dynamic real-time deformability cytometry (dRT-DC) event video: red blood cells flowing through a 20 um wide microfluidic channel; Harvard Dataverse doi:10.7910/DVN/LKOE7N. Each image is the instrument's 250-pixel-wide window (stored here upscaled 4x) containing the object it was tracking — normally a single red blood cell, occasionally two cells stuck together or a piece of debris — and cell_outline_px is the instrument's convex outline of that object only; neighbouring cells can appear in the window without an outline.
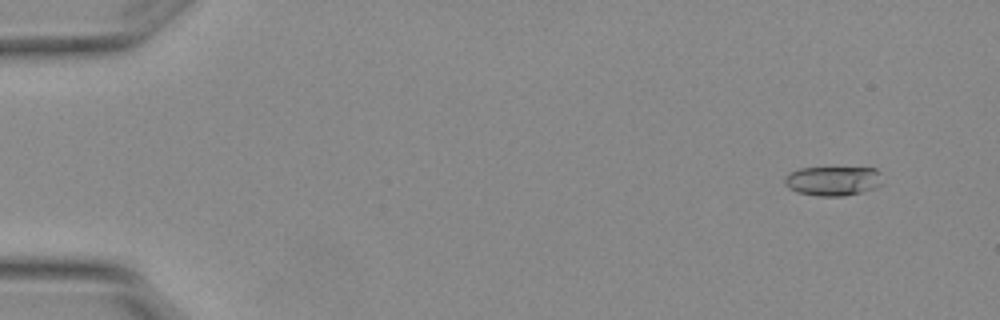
{"species": "Egyptian fruit bat (a non-hibernating species)", "species_latin": "Rousettus aegyptiacus", "temperature_condition": "warm", "stored_images_in_passage": 8, "camera_frame_rate_fps": 3000, "um_per_image_px": 0.085, "animal": {"sex": "female"}, "frame": {"image": 1, "passage_image": 2, "time_ms": 0.333, "image_size_px": [1000, 320], "cell_outline_px": [[880, 184], [876, 188], [844, 196], [816, 196], [796, 192], [788, 188], [784, 184], [784, 176], [788, 172], [800, 168], [876, 168], [880, 172]], "centroid_in_image_um": [70.74, 15.38], "position_along_channel_um": 14.3, "area_um2": 16.88}}
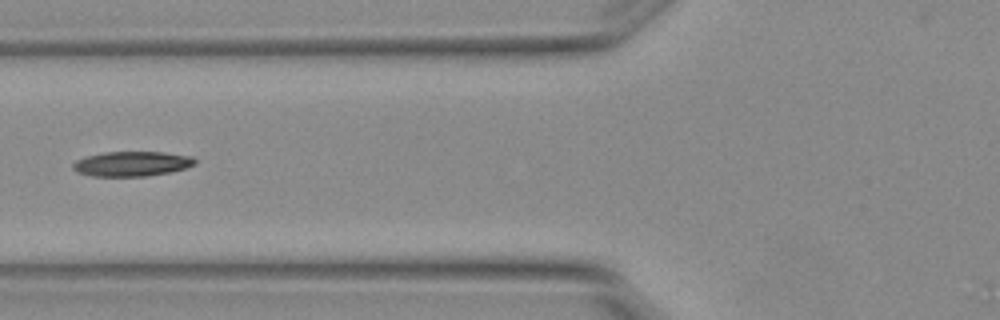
{"frame": {"image": 2, "passage_image": 7, "time_ms": 2.0, "image_size_px": [1000, 320], "cell_outline_px": [[196, 164], [184, 168], [168, 172], [148, 176], [92, 176], [80, 172], [72, 168], [72, 164], [76, 160], [88, 156], [104, 152], [164, 152], [192, 156], [196, 160]], "centroid_in_image_um": [11.23, 13.91], "position_along_channel_um": 114.6, "area_um2": 17.51}}
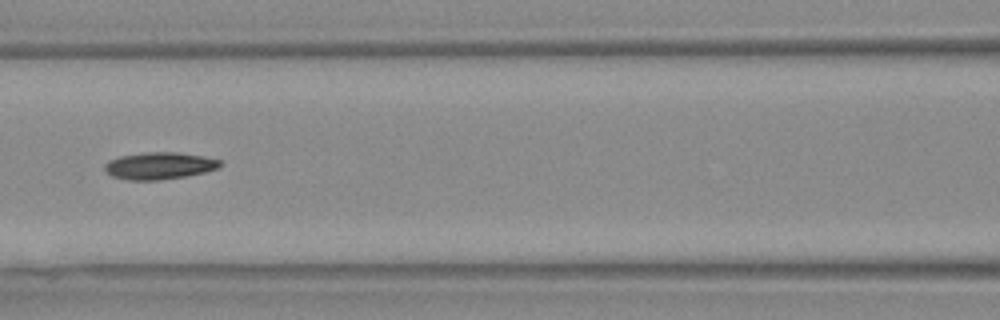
{"frame": {"image": 3, "passage_image": 8, "time_ms": 2.333, "image_size_px": [1000, 320], "cell_outline_px": [[220, 164], [216, 168], [204, 172], [184, 176], [160, 180], [128, 180], [112, 176], [104, 168], [104, 164], [108, 160], [120, 156], [144, 152], [176, 152], [204, 156], [220, 160]], "centroid_in_image_um": [13.5, 14.08], "position_along_channel_um": 153.1, "area_um2": 18.03}}